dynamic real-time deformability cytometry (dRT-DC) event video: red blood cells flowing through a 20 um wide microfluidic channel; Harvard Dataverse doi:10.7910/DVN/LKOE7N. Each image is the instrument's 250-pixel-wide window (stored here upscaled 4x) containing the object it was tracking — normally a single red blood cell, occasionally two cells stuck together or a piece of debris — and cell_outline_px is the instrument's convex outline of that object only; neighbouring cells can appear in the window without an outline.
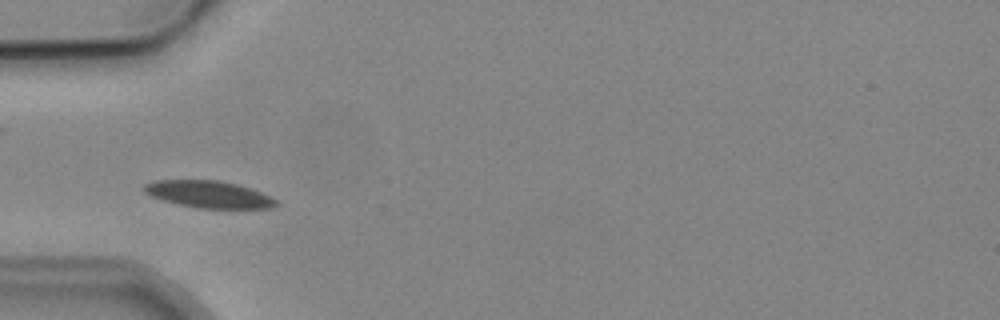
{"species": "common noctule bat (a hibernating species)", "species_latin": "Nyctalus noctula", "temperature_condition": "cold", "stored_images_in_passage": 8, "camera_frame_rate_fps": 3000, "um_per_image_px": 0.085, "animal": {"sex": "male", "body_mass_g": 19.2, "forearm_length_mm": 51.8}, "frame": {"image": 1, "passage_image": 3, "time_ms": 2.333, "image_size_px": [1000, 320], "cell_outline_px": [[276, 204], [272, 208], [196, 208], [164, 200], [152, 196], [144, 192], [144, 184], [156, 180], [216, 180], [236, 184], [260, 192], [276, 200]], "centroid_in_image_um": [17.71, 16.51], "position_along_channel_um": 67.3, "area_um2": 20.35}}
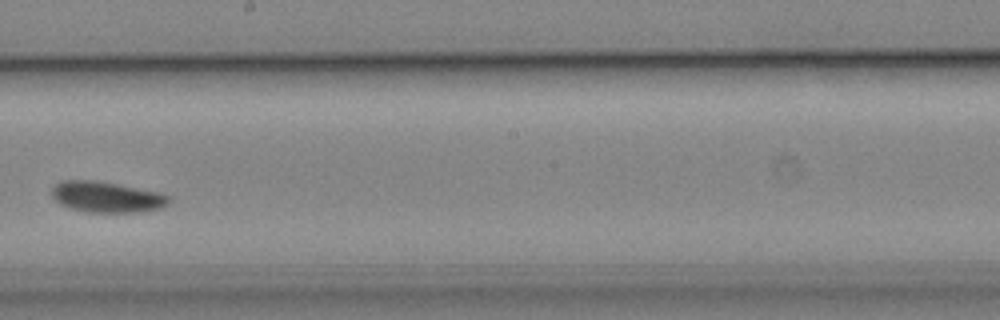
{"frame": {"image": 2, "passage_image": 7, "time_ms": 7.0, "image_size_px": [1000, 320], "cell_outline_px": [[172, 200], [168, 204], [160, 208], [144, 212], [88, 212], [68, 208], [60, 204], [52, 196], [52, 188], [56, 184], [64, 180], [92, 180], [116, 184], [160, 192], [168, 196]], "centroid_in_image_um": [9.08, 16.75], "position_along_channel_um": 239.1, "area_um2": 21.04}}
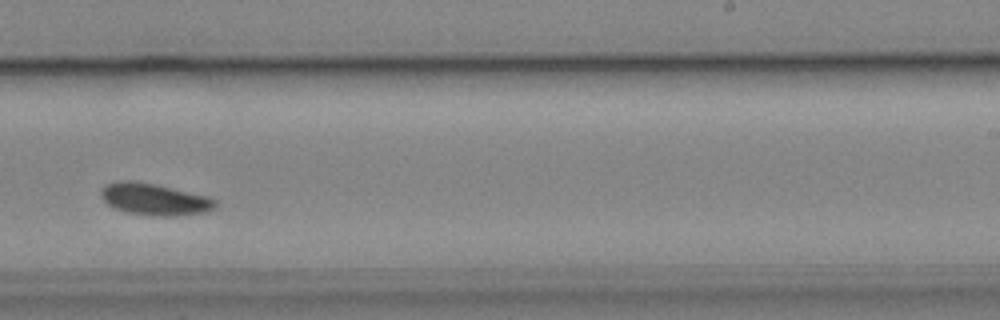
{"frame": {"image": 3, "passage_image": 8, "time_ms": 8.0, "image_size_px": [1000, 320], "cell_outline_px": [[216, 208], [208, 212], [172, 216], [152, 216], [128, 212], [112, 208], [100, 196], [100, 192], [104, 184], [120, 180], [132, 180], [156, 184], [208, 196], [216, 200]], "centroid_in_image_um": [13.12, 16.93], "position_along_channel_um": 275.9, "area_um2": 21.44}}